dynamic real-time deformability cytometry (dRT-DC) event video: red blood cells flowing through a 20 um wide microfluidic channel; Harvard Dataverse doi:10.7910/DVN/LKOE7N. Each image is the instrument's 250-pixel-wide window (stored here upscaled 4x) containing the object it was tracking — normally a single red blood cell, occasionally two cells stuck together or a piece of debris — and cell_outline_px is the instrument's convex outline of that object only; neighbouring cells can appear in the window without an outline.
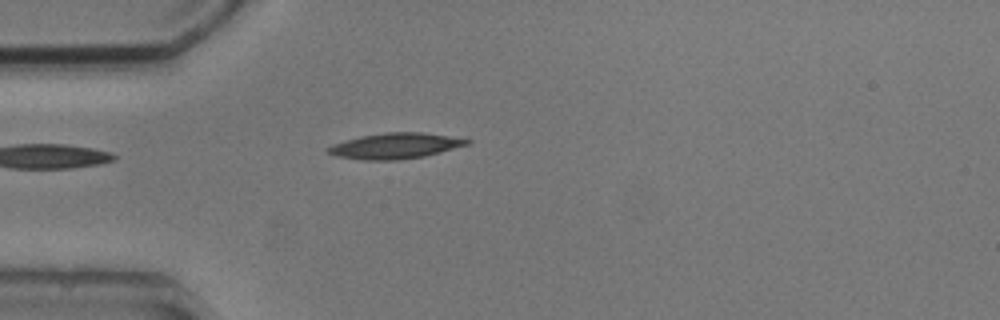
{"species": "common noctule bat (a hibernating species)", "species_latin": "Nyctalus noctula", "temperature_condition": "cold", "stored_images_in_passage": 3, "camera_frame_rate_fps": 3000, "um_per_image_px": 0.085, "animal": {"sex": "male", "body_mass_g": 20.5, "forearm_length_mm": 52.5}, "frame": {"image": 1, "passage_image": 3, "time_ms": 2.0, "image_size_px": [1000, 320], "cell_outline_px": [[472, 140], [468, 144], [440, 152], [424, 156], [396, 160], [360, 160], [336, 156], [324, 152], [324, 148], [332, 144], [360, 136], [384, 132], [420, 132], [448, 136]], "centroid_in_image_um": [33.5, 12.4], "position_along_channel_um": 51.5, "area_um2": 20.81}}